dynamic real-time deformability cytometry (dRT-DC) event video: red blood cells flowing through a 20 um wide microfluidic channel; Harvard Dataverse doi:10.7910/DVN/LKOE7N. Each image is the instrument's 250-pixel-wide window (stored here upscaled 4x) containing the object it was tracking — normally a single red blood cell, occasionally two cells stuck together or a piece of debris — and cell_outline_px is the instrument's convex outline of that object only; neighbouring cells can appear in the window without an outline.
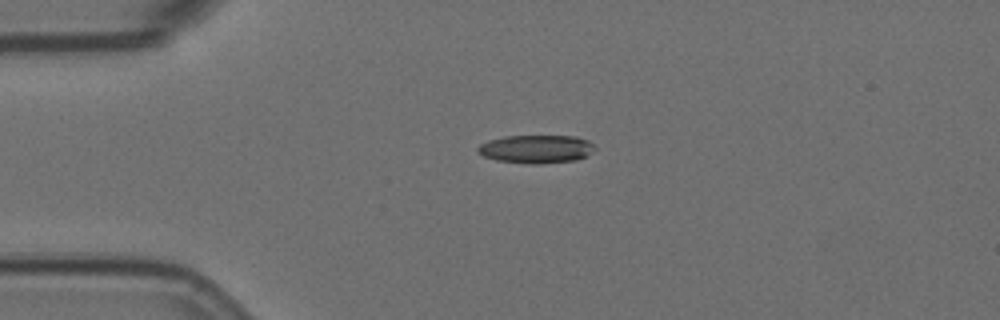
{"species": "Egyptian fruit bat (a non-hibernating species)", "species_latin": "Rousettus aegyptiacus", "temperature_condition": "room temperature", "stored_images_in_passage": 5, "camera_frame_rate_fps": 3000, "um_per_image_px": 0.085, "animal": {"sex": "female"}, "frame": {"image": 1, "passage_image": 3, "time_ms": 0.667, "image_size_px": [1000, 320], "cell_outline_px": [[596, 148], [588, 156], [576, 160], [540, 164], [532, 164], [496, 160], [484, 156], [476, 152], [476, 148], [480, 144], [488, 140], [504, 136], [576, 136], [588, 140]], "centroid_in_image_um": [45.58, 12.67], "position_along_channel_um": 39.4, "area_um2": 19.42}}
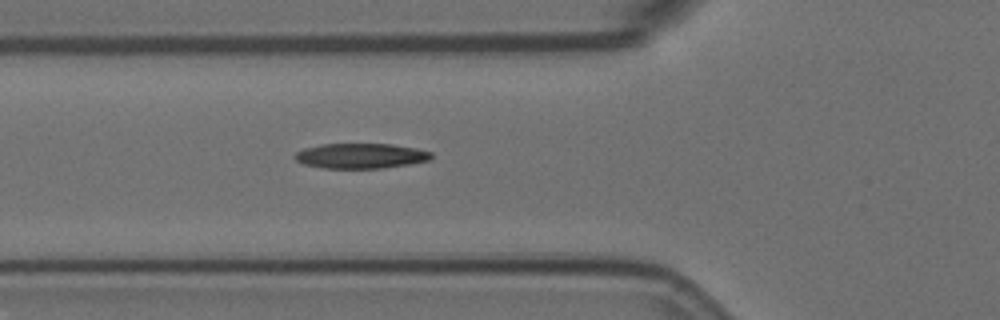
{"frame": {"image": 2, "passage_image": 5, "time_ms": 1.333, "image_size_px": [1000, 320], "cell_outline_px": [[432, 156], [428, 160], [412, 164], [380, 168], [324, 168], [304, 164], [296, 160], [292, 156], [296, 152], [304, 148], [324, 144], [392, 144], [416, 148], [432, 152]], "centroid_in_image_um": [30.66, 13.25], "position_along_channel_um": 95.1, "area_um2": 19.94}}